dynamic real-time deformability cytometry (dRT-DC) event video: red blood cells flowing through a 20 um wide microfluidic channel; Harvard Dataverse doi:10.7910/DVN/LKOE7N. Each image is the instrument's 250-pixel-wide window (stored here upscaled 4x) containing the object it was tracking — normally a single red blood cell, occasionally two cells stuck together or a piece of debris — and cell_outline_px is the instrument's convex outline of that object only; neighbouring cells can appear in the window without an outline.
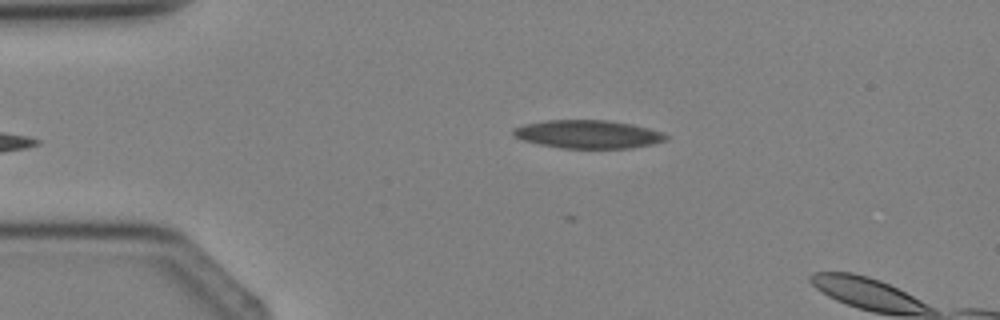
{"species": "Egyptian fruit bat (a non-hibernating species)", "species_latin": "Rousettus aegyptiacus", "temperature_condition": "cold", "stored_images_in_passage": 4, "camera_frame_rate_fps": 3000, "um_per_image_px": 0.085, "animal": {"sex": "female"}, "frame": {"image": 1, "passage_image": 4, "time_ms": 3.333, "image_size_px": [1000, 320], "cell_outline_px": [[668, 136], [664, 140], [652, 144], [632, 148], [560, 148], [540, 144], [524, 140], [516, 136], [512, 132], [516, 128], [524, 124], [548, 120], [608, 120], [632, 124], [648, 128], [660, 132]], "centroid_in_image_um": [49.99, 11.41], "position_along_channel_um": 35.0, "area_um2": 24.8}}